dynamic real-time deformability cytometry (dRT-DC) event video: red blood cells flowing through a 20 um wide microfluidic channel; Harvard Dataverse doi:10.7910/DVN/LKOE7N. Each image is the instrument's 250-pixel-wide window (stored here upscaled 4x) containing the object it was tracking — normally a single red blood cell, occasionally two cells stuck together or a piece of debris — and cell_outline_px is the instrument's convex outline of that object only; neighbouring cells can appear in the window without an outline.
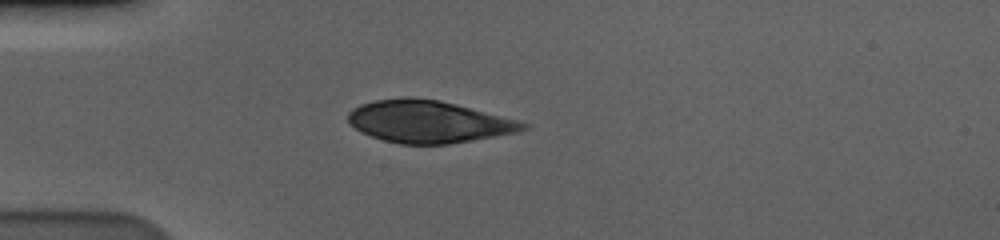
{"species": "human", "species_latin": "Homo sapiens", "temperature_condition": "cold", "stored_images_in_passage": 42, "camera_frame_rate_fps": 3000, "um_per_image_px": 0.085, "donor": {"sex": "male"}, "frame": {"image": 1, "passage_image": 1, "time_ms": 0.0, "image_size_px": [1000, 240], "cell_outline_px": [[532, 124], [528, 128], [520, 132], [448, 144], [400, 144], [384, 140], [360, 132], [348, 124], [348, 112], [352, 108], [360, 104], [376, 100], [404, 96], [412, 96], [440, 100], [456, 104]], "centroid_in_image_um": [36.4, 10.33], "position_along_channel_um": 48.6, "area_um2": 43.29}}
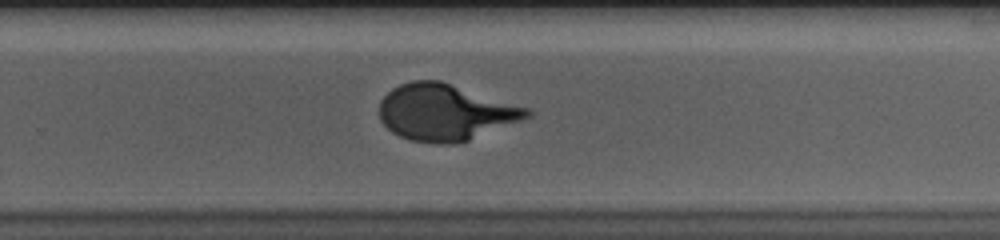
{"frame": {"image": 2, "passage_image": 23, "time_ms": 7.333, "image_size_px": [1000, 240], "cell_outline_px": [[532, 116], [468, 140], [448, 144], [436, 144], [408, 140], [392, 132], [380, 120], [380, 100], [392, 88], [400, 84], [412, 80], [440, 80], [528, 108], [532, 112]], "centroid_in_image_um": [37.82, 9.54], "position_along_channel_um": 292.0, "area_um2": 48.21}}
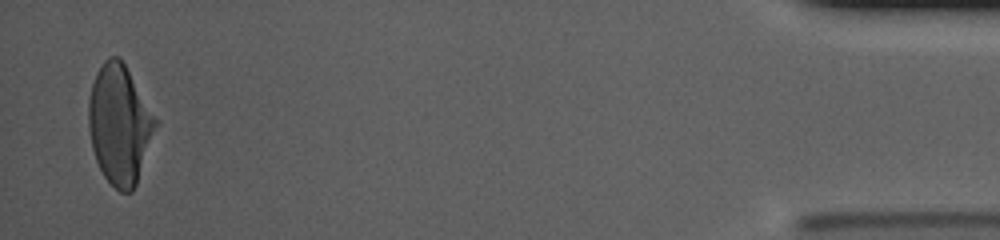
{"frame": {"image": 3, "passage_image": 41, "time_ms": 13.333, "image_size_px": [1000, 240], "cell_outline_px": [[156, 124], [136, 184], [132, 192], [120, 192], [104, 176], [96, 160], [92, 148], [88, 128], [88, 100], [92, 84], [96, 72], [104, 60], [108, 56], [120, 56], [156, 120]], "centroid_in_image_um": [10.11, 10.56], "position_along_channel_um": 425.1, "area_um2": 45.6}}